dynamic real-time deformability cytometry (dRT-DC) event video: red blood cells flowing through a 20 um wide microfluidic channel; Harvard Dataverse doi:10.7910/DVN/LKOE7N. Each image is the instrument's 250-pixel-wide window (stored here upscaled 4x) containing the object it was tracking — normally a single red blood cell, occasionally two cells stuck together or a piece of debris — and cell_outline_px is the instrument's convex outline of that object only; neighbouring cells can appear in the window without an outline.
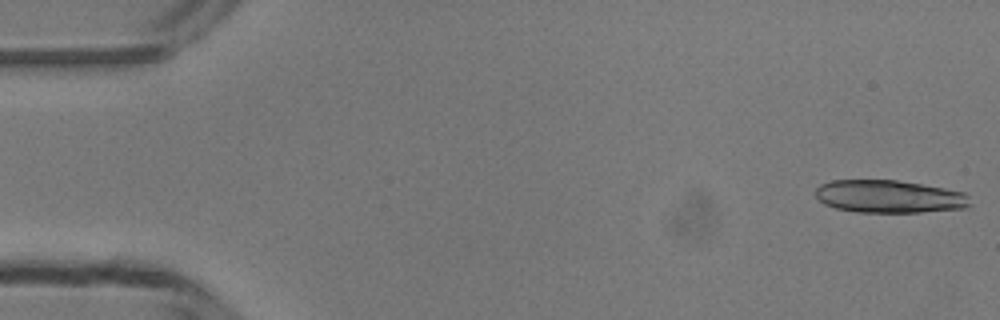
{"species": "common noctule bat (a hibernating species)", "species_latin": "Nyctalus noctula", "temperature_condition": "room temperature", "stored_images_in_passage": 43, "segment_of_instrument_passage": [1, 2], "camera_frame_rate_fps": 3000, "um_per_image_px": 0.085, "animal": {"sex": "male", "body_mass_g": 13.3}, "frame": {"image": 1, "passage_image": 1, "time_ms": 0.0, "image_size_px": [1000, 320], "cell_outline_px": [[972, 204], [968, 208], [920, 212], [856, 212], [836, 208], [824, 204], [816, 196], [816, 188], [820, 184], [832, 180], [896, 180], [944, 188], [964, 192], [968, 196]], "centroid_in_image_um": [75.6, 16.71], "position_along_channel_um": 9.4, "area_um2": 29.54}}